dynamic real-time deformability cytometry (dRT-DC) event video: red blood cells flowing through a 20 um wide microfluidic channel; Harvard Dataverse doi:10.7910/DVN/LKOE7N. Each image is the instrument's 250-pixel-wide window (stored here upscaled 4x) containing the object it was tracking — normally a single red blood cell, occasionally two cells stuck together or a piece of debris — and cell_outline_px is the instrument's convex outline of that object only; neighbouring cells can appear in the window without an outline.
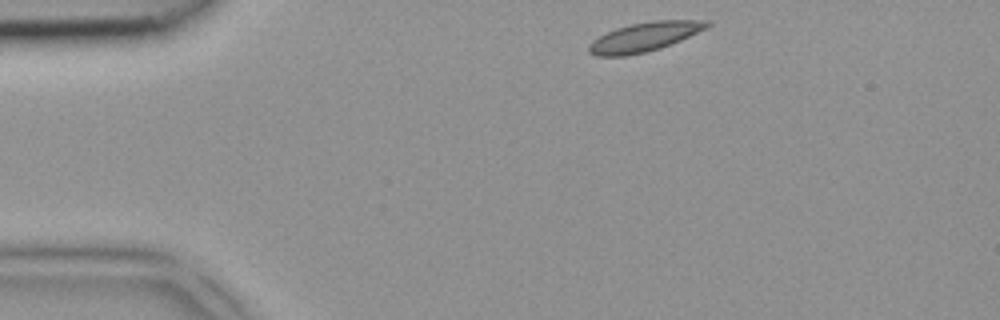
{"species": "common noctule bat (a hibernating species)", "species_latin": "Nyctalus noctula", "temperature_condition": "room temperature", "stored_images_in_passage": 3, "camera_frame_rate_fps": 3000, "um_per_image_px": 0.085, "animal": {"sex": "female", "body_mass_g": 18.4}, "frame": {"image": 1, "passage_image": 1, "time_ms": 0.0, "image_size_px": [1000, 320], "cell_outline_px": [[712, 24], [708, 28], [672, 44], [660, 48], [628, 56], [596, 56], [588, 52], [588, 44], [592, 40], [616, 28], [632, 24], [652, 20], [712, 20]], "centroid_in_image_um": [54.82, 3.13], "position_along_channel_um": 30.2, "area_um2": 20.23}}
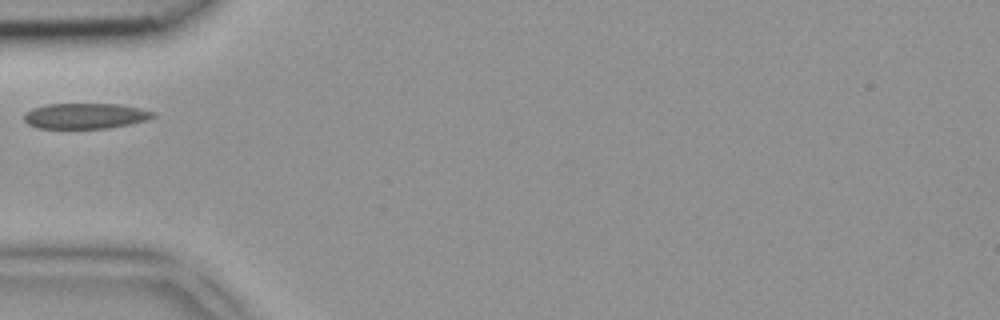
{"frame": {"image": 2, "passage_image": 3, "time_ms": 0.667, "image_size_px": [1000, 320], "cell_outline_px": [[156, 116], [144, 120], [128, 124], [108, 128], [36, 128], [28, 124], [24, 120], [24, 112], [32, 108], [48, 104], [120, 104], [140, 108], [156, 112]], "centroid_in_image_um": [7.23, 9.85], "position_along_channel_um": 77.8, "area_um2": 19.19}}